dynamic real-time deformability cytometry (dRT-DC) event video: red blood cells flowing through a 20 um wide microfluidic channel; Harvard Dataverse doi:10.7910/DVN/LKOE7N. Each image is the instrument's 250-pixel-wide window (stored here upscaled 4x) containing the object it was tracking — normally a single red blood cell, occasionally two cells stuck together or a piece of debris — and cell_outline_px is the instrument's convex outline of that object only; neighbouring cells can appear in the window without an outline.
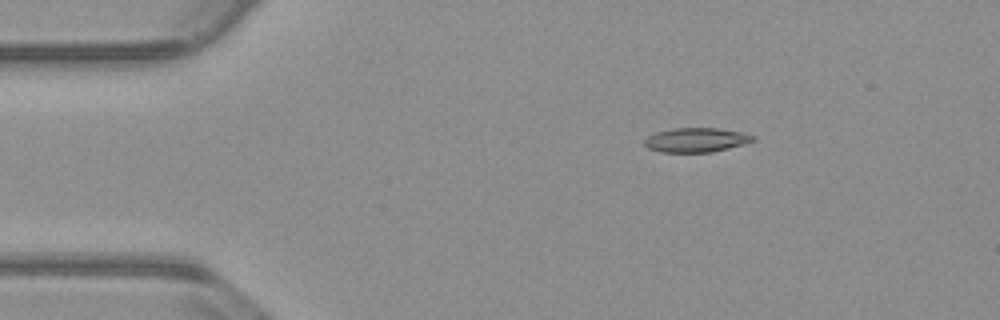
{"species": "common noctule bat (a hibernating species)", "species_latin": "Nyctalus noctula", "temperature_condition": "warm", "stored_images_in_passage": 13, "camera_frame_rate_fps": 3000, "um_per_image_px": 0.085, "animal": {"sex": "male", "body_mass_g": 23.1, "forearm_length_mm": 52.7}, "frame": {"image": 1, "passage_image": 1, "time_ms": 0.0, "image_size_px": [1000, 320], "cell_outline_px": [[756, 140], [744, 144], [712, 152], [660, 152], [648, 148], [644, 144], [644, 140], [648, 136], [656, 132], [672, 128], [716, 128], [740, 132], [756, 136]], "centroid_in_image_um": [59.17, 11.9], "position_along_channel_um": 25.8, "area_um2": 15.37}}
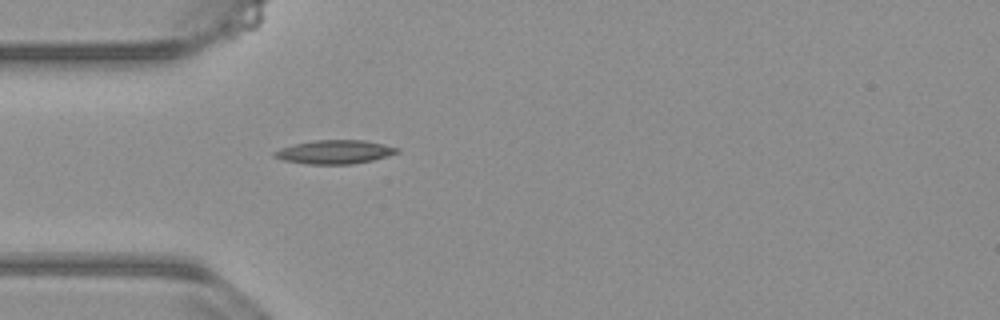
{"frame": {"image": 2, "passage_image": 8, "time_ms": 2.333, "image_size_px": [1000, 320], "cell_outline_px": [[400, 152], [388, 156], [372, 160], [352, 164], [304, 164], [284, 160], [272, 156], [272, 152], [280, 148], [292, 144], [316, 140], [364, 140], [384, 144], [400, 148]], "centroid_in_image_um": [28.44, 12.91], "position_along_channel_um": 56.6, "area_um2": 17.11}}
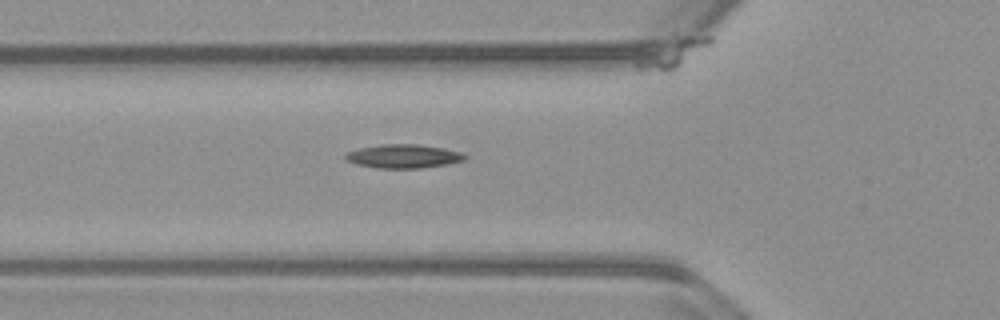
{"frame": {"image": 3, "passage_image": 11, "time_ms": 3.333, "image_size_px": [1000, 320], "cell_outline_px": [[468, 156], [464, 160], [448, 164], [420, 168], [376, 168], [356, 164], [348, 160], [344, 156], [348, 152], [360, 148], [380, 144], [416, 144], [444, 148], [460, 152]], "centroid_in_image_um": [34.31, 13.28], "position_along_channel_um": 91.5, "area_um2": 16.42}}